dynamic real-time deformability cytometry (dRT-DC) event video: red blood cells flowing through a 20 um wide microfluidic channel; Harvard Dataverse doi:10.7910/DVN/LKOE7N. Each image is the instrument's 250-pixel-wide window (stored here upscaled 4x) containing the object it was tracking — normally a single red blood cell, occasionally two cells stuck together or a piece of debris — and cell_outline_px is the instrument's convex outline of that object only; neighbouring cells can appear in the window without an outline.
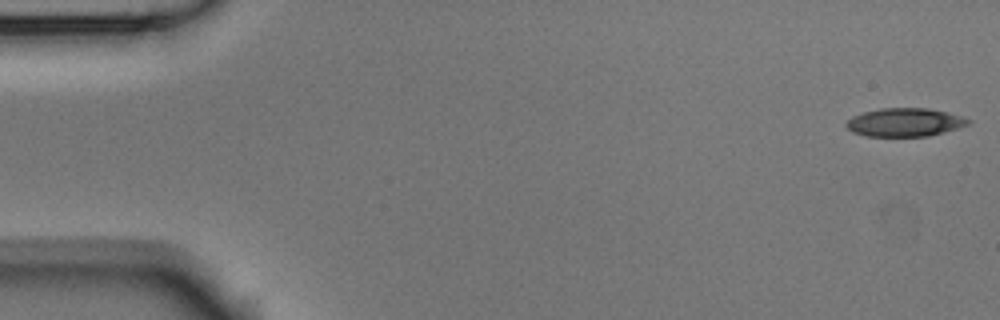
{"species": "Egyptian fruit bat (a non-hibernating species)", "species_latin": "Rousettus aegyptiacus", "temperature_condition": "room temperature", "stored_images_in_passage": 2, "camera_frame_rate_fps": 3000, "um_per_image_px": 0.085, "animal": {"sex": "male"}, "frame": {"image": 1, "passage_image": 2, "time_ms": 0.333, "image_size_px": [1000, 320], "cell_outline_px": [[972, 120], [968, 124], [944, 132], [928, 136], [864, 136], [852, 132], [844, 124], [852, 116], [864, 112], [880, 108], [928, 108], [948, 112]], "centroid_in_image_um": [76.88, 10.39], "position_along_channel_um": 8.1, "area_um2": 20.11}}